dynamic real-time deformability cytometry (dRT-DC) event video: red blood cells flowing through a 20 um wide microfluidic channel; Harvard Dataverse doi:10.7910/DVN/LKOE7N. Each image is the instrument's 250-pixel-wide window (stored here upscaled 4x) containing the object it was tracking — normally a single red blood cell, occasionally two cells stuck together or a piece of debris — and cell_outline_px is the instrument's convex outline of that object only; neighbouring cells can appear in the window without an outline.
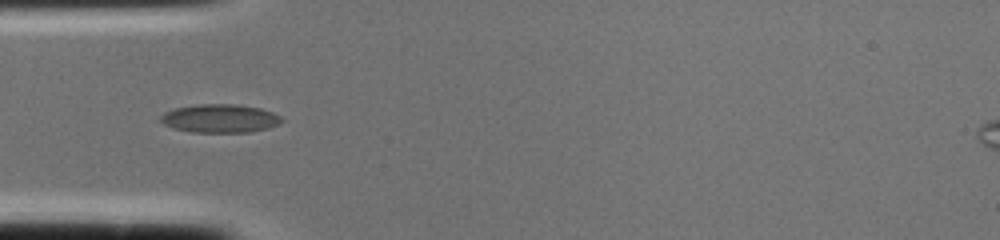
{"species": "common noctule bat (a hibernating species)", "species_latin": "Nyctalus noctula", "temperature_condition": "cold", "stored_images_in_passage": 2, "camera_frame_rate_fps": 3000, "um_per_image_px": 0.085, "animal": {"sex": "female", "body_mass_g": 22.0, "forearm_length_mm": 56.7}, "frame": {"image": 1, "passage_image": 2, "time_ms": 0.333, "image_size_px": [1000, 240], "cell_outline_px": [[284, 120], [268, 128], [252, 132], [192, 132], [172, 128], [164, 124], [160, 120], [160, 116], [164, 112], [172, 108], [196, 104], [236, 104], [260, 108], [272, 112], [280, 116]], "centroid_in_image_um": [18.66, 10.06], "position_along_channel_um": 66.3, "area_um2": 20.17}}